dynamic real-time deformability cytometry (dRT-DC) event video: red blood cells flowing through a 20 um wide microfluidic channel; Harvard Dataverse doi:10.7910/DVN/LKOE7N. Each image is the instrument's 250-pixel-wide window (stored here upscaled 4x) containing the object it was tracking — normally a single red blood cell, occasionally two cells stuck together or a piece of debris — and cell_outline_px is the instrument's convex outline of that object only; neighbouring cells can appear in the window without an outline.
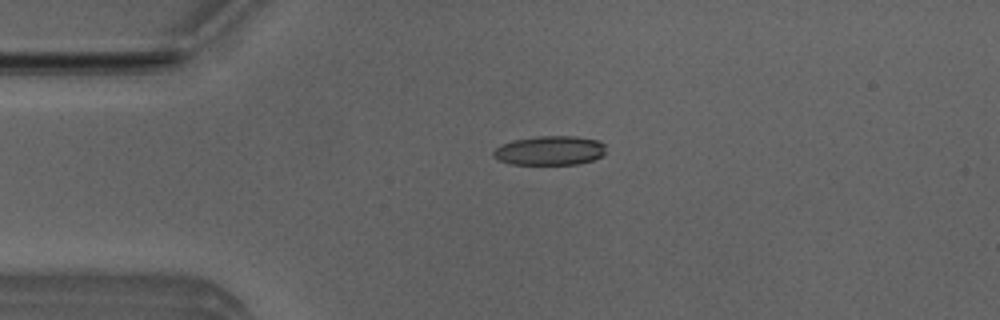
{"species": "Egyptian fruit bat (a non-hibernating species)", "species_latin": "Rousettus aegyptiacus", "temperature_condition": "room temperature", "stored_images_in_passage": 2, "camera_frame_rate_fps": 3000, "um_per_image_px": 0.085, "animal": {"sex": "male"}, "frame": {"image": 1, "passage_image": 1, "time_ms": 0.0, "image_size_px": [1000, 320], "cell_outline_px": [[604, 152], [600, 156], [592, 160], [576, 164], [512, 164], [500, 160], [492, 156], [492, 152], [500, 144], [516, 140], [540, 136], [576, 136], [596, 140], [604, 144]], "centroid_in_image_um": [46.7, 12.79], "position_along_channel_um": 38.3, "area_um2": 18.9}}